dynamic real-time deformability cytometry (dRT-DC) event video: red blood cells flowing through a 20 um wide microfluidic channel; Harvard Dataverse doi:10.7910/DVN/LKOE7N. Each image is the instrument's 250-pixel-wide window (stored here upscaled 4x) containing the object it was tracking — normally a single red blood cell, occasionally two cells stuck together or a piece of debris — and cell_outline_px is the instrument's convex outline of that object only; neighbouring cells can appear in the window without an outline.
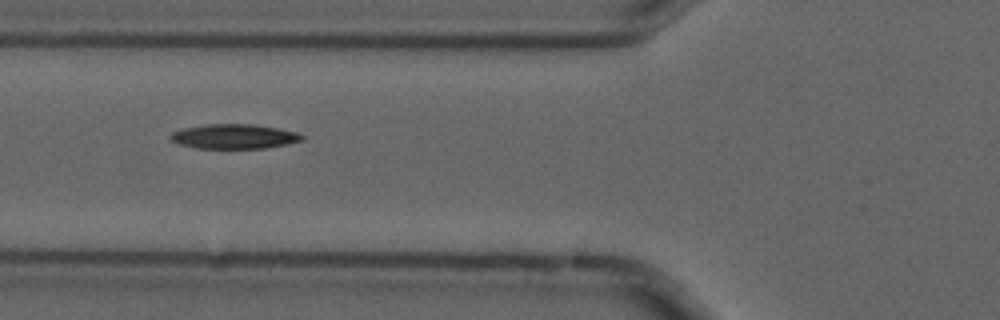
{"species": "common noctule bat (a hibernating species)", "species_latin": "Nyctalus noctula", "temperature_condition": "cold", "stored_images_in_passage": 6, "camera_frame_rate_fps": 3000, "um_per_image_px": 0.085, "animal": {"sex": "male", "forearm_length_mm": 52.5}, "frame": {"image": 1, "passage_image": 2, "time_ms": 0.333, "image_size_px": [1000, 320], "cell_outline_px": [[304, 140], [264, 148], [196, 148], [180, 144], [172, 140], [168, 136], [172, 132], [184, 128], [208, 124], [252, 124], [276, 128], [296, 132], [304, 136]], "centroid_in_image_um": [19.88, 11.59], "position_along_channel_um": 105.9, "area_um2": 18.61}}
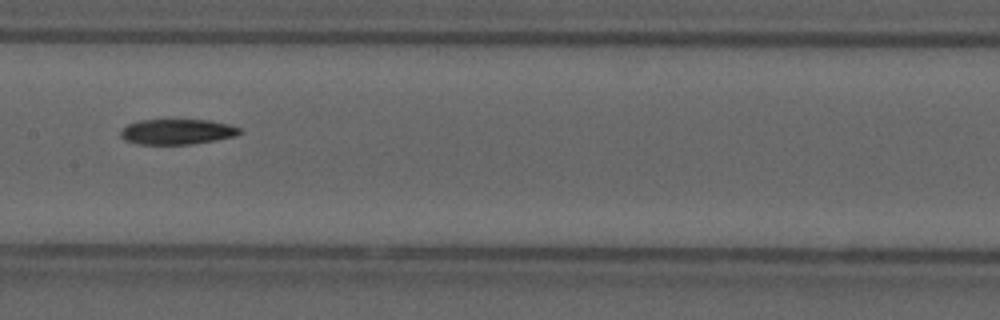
{"frame": {"image": 2, "passage_image": 4, "time_ms": 1.0, "image_size_px": [1000, 320], "cell_outline_px": [[244, 132], [236, 136], [216, 140], [192, 144], [136, 144], [124, 140], [120, 136], [120, 132], [128, 124], [140, 120], [208, 120], [228, 124], [240, 128]], "centroid_in_image_um": [15.07, 11.2], "position_along_channel_um": 192.3, "area_um2": 17.63}}
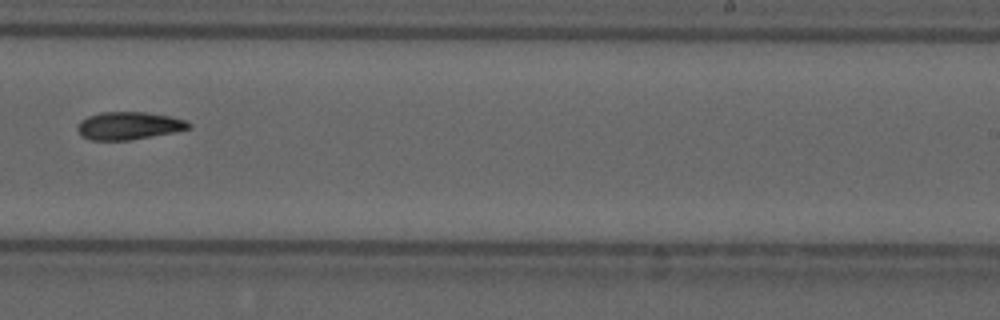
{"frame": {"image": 3, "passage_image": 6, "time_ms": 1.667, "image_size_px": [1000, 320], "cell_outline_px": [[192, 128], [176, 132], [128, 140], [92, 140], [80, 136], [76, 128], [80, 120], [88, 116], [100, 112], [144, 112], [168, 116], [184, 120], [192, 124]], "centroid_in_image_um": [10.93, 10.69], "position_along_channel_um": 278.1, "area_um2": 18.03}}